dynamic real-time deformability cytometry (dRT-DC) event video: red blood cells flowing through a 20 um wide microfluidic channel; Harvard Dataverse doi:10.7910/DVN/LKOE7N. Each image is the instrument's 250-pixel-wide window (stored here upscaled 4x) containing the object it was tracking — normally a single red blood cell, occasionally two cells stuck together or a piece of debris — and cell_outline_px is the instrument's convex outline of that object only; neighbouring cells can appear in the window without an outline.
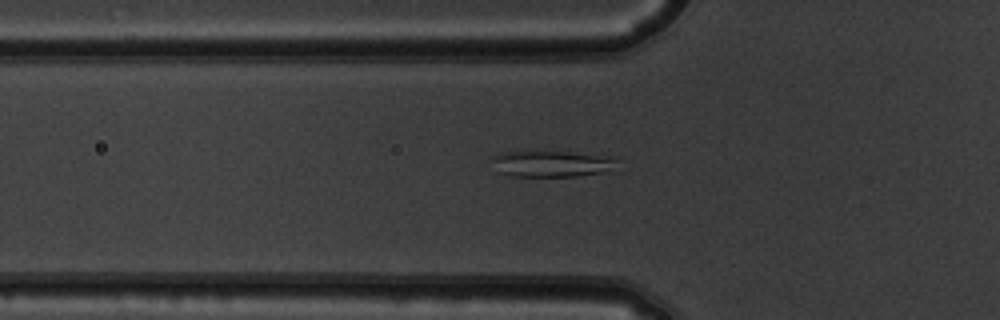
{"species": "common noctule bat (a hibernating species)", "species_latin": "Nyctalus noctula", "temperature_condition": "warm", "stored_images_in_passage": 40, "segment_of_instrument_passage": [1, 2], "camera_frame_rate_fps": 3000, "um_per_image_px": 0.085, "animal": {"sex": "male", "body_mass_g": 19.5, "forearm_length_mm": 54.6}, "frame": {"image": 1, "passage_image": 9, "time_ms": 2.667, "image_size_px": [1000, 320], "cell_outline_px": [[616, 160], [600, 172], [576, 176], [512, 176], [496, 172], [488, 156], [500, 152], [568, 152], [612, 156]], "centroid_in_image_um": [46.67, 13.91], "position_along_channel_um": 79.1, "area_um2": 18.79}}
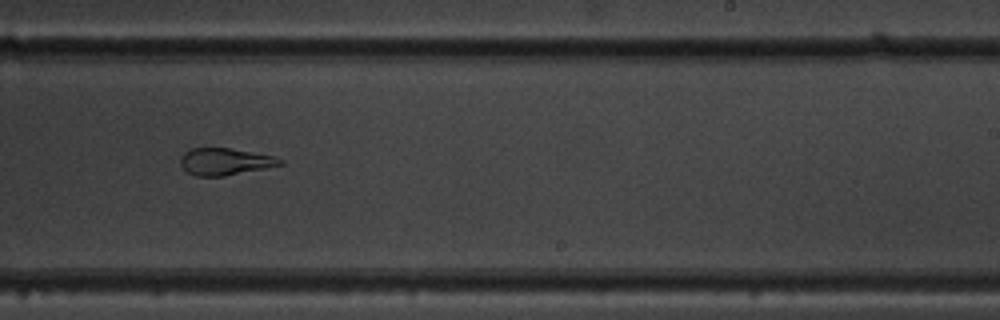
{"frame": {"image": 2, "passage_image": 24, "time_ms": 7.667, "image_size_px": [1000, 320], "cell_outline_px": [[284, 164], [224, 176], [196, 176], [188, 172], [180, 164], [180, 156], [184, 152], [192, 148], [228, 148], [272, 156], [284, 160]], "centroid_in_image_um": [19.09, 13.73], "position_along_channel_um": 269.9, "area_um2": 15.43}}
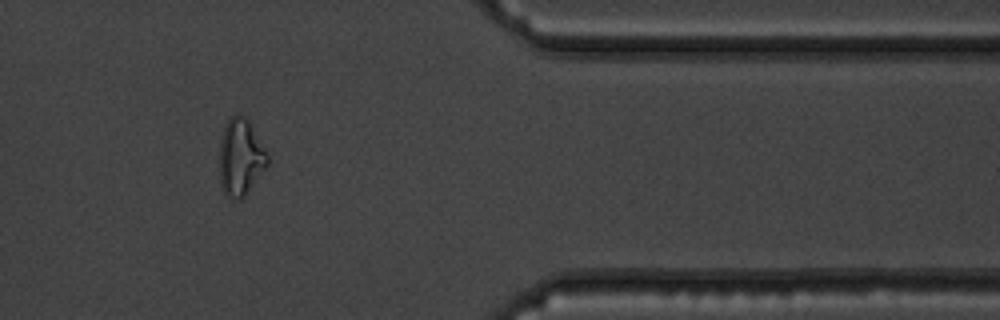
{"frame": {"image": 3, "passage_image": 35, "time_ms": 11.333, "image_size_px": [1000, 320], "cell_outline_px": [[268, 164], [244, 196], [240, 200], [228, 196], [224, 192], [220, 180], [220, 140], [224, 124], [228, 116], [236, 112], [244, 116], [248, 120], [268, 152]], "centroid_in_image_um": [20.44, 13.29], "position_along_channel_um": 391.0, "area_um2": 21.56}}